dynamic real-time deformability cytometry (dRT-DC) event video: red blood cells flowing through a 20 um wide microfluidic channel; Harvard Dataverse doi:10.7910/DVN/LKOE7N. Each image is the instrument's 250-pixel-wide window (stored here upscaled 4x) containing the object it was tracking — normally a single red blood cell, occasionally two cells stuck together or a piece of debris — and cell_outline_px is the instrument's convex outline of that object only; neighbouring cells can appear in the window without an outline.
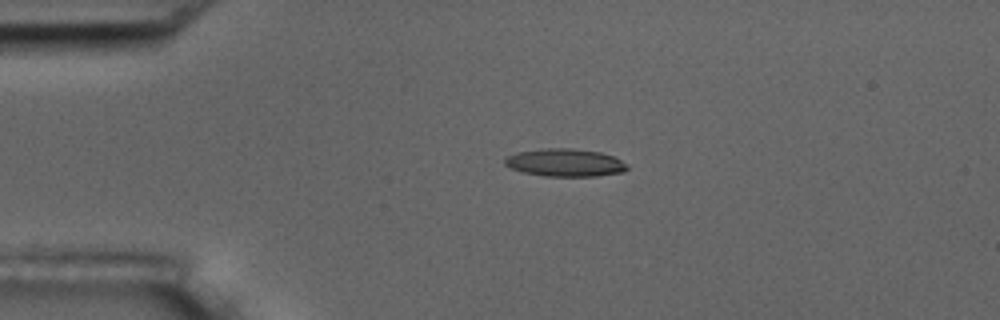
{"species": "common noctule bat (a hibernating species)", "species_latin": "Nyctalus noctula", "temperature_condition": "room temperature", "stored_images_in_passage": 2, "camera_frame_rate_fps": 3000, "um_per_image_px": 0.085, "animal": {"sex": "male", "body_mass_g": 17.5, "forearm_length_mm": 52.3}, "frame": {"image": 1, "passage_image": 1, "time_ms": 0.0, "image_size_px": [1000, 320], "cell_outline_px": [[628, 168], [624, 172], [596, 176], [544, 176], [524, 172], [512, 168], [504, 164], [504, 156], [516, 152], [540, 148], [572, 148], [600, 152], [612, 156], [628, 164]], "centroid_in_image_um": [48.01, 13.81], "position_along_channel_um": 37.0, "area_um2": 19.94}}
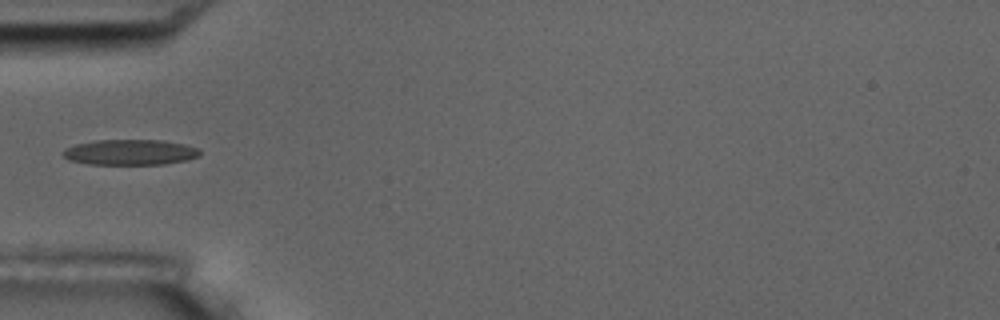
{"frame": {"image": 2, "passage_image": 2, "time_ms": 0.333, "image_size_px": [1000, 320], "cell_outline_px": [[200, 156], [188, 160], [164, 164], [88, 164], [68, 160], [60, 152], [64, 148], [76, 144], [96, 140], [164, 140], [184, 144], [196, 148], [200, 152]], "centroid_in_image_um": [11.03, 12.94], "position_along_channel_um": 74.0, "area_um2": 20.46}}